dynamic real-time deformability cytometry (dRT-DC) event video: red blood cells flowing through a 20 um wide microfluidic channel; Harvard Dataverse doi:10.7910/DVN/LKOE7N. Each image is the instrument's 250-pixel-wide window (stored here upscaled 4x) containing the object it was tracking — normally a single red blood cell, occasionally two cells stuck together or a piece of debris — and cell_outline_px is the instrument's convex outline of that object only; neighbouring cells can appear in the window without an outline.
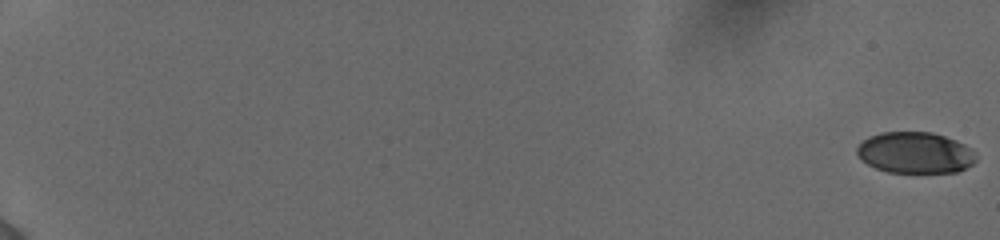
{"species": "human", "species_latin": "Homo sapiens", "temperature_condition": "cold", "stored_images_in_passage": 57, "camera_frame_rate_fps": 3000, "um_per_image_px": 0.085, "donor": {"sex": "female"}, "frame": {"image": 1, "passage_image": 1, "time_ms": 0.0, "image_size_px": [1000, 240], "cell_outline_px": [[976, 160], [972, 164], [956, 172], [888, 172], [876, 168], [860, 160], [856, 152], [856, 148], [868, 136], [880, 132], [932, 132], [956, 140], [972, 148], [976, 152]], "centroid_in_image_um": [77.78, 12.97], "position_along_channel_um": 7.2, "area_um2": 28.73}}
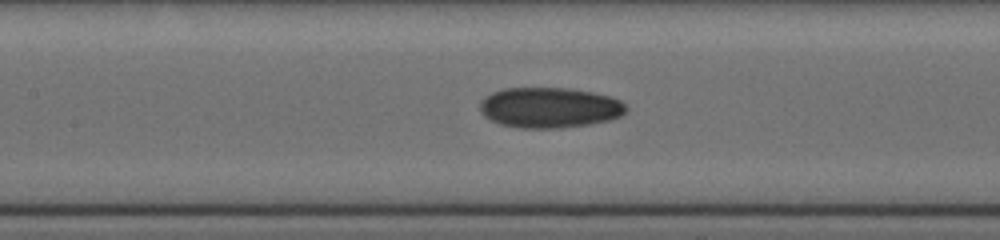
{"frame": {"image": 2, "passage_image": 31, "time_ms": 10.0, "image_size_px": [1000, 240], "cell_outline_px": [[628, 108], [620, 116], [608, 120], [588, 124], [560, 128], [520, 128], [500, 124], [484, 116], [480, 112], [480, 100], [484, 96], [492, 92], [504, 88], [572, 88], [612, 96], [620, 100]], "centroid_in_image_um": [46.69, 9.14], "position_along_channel_um": 160.7, "area_um2": 34.62}}
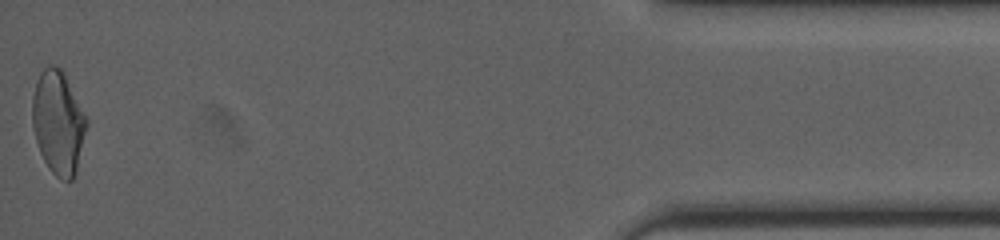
{"frame": {"image": 3, "passage_image": 57, "time_ms": 18.667, "image_size_px": [1000, 240], "cell_outline_px": [[88, 124], [76, 172], [72, 180], [60, 180], [48, 168], [40, 152], [32, 128], [32, 96], [36, 80], [40, 72], [48, 64], [56, 64], [64, 72], [88, 120]], "centroid_in_image_um": [4.94, 10.39], "position_along_channel_um": 430.3, "area_um2": 33.0}, "authors_computed_cell_mechanics": {"area_um2": 32.079, "velocity_mm_per_s": 3.901, "shape_relaxation_time_tau1_ms": 6.581, "shape_relaxation_time_tau2_ms": 2.3875, "deformation_change_tau1": 0.1639, "deformation_change_tau2": 0.0662}}